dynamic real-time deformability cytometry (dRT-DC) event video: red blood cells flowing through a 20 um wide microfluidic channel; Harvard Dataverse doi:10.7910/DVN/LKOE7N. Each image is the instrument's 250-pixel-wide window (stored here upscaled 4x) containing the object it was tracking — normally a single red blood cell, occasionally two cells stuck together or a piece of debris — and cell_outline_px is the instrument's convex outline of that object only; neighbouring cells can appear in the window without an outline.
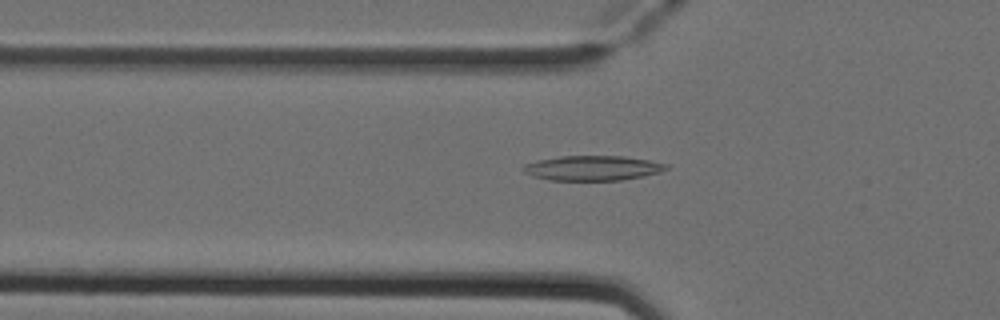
{"species": "Egyptian fruit bat (a non-hibernating species)", "species_latin": "Rousettus aegyptiacus", "temperature_condition": "cold", "stored_images_in_passage": 52, "camera_frame_rate_fps": 3000, "um_per_image_px": 0.085, "animal": {"sex": "female"}, "frame": {"image": 1, "passage_image": 18, "time_ms": 5.667, "image_size_px": [1000, 320], "cell_outline_px": [[668, 168], [660, 172], [644, 176], [620, 180], [548, 180], [532, 176], [524, 172], [520, 168], [524, 164], [536, 160], [560, 156], [624, 156], [648, 160], [668, 164]], "centroid_in_image_um": [50.33, 14.28], "position_along_channel_um": 75.5, "area_um2": 20.81}}
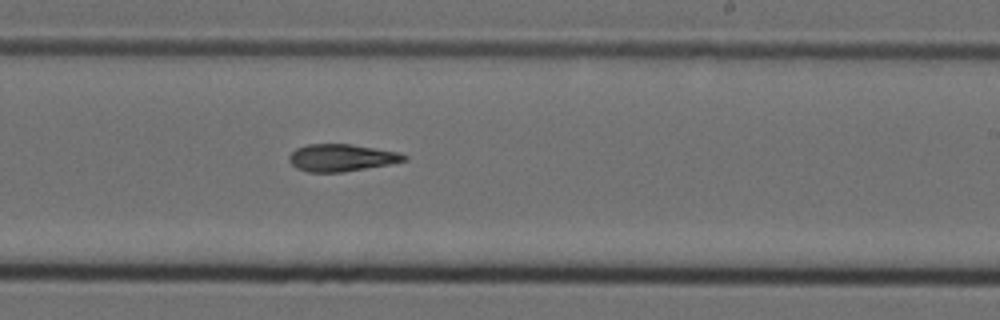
{"frame": {"image": 2, "passage_image": 32, "time_ms": 10.333, "image_size_px": [1000, 320], "cell_outline_px": [[408, 160], [388, 164], [344, 172], [308, 172], [296, 168], [288, 160], [288, 156], [296, 148], [308, 144], [352, 144], [400, 152], [408, 156]], "centroid_in_image_um": [29.03, 13.4], "position_along_channel_um": 260.0, "area_um2": 18.32}}
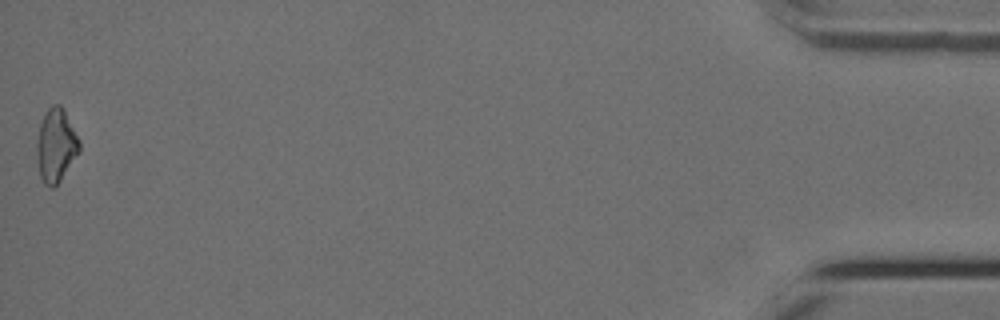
{"frame": {"image": 3, "passage_image": 52, "time_ms": 17.0, "image_size_px": [1000, 320], "cell_outline_px": [[80, 152], [60, 180], [52, 188], [44, 184], [40, 176], [36, 156], [36, 144], [40, 124], [44, 112], [52, 104], [60, 104], [64, 108], [80, 140]], "centroid_in_image_um": [4.76, 12.33], "position_along_channel_um": 430.4, "area_um2": 18.44}, "authors_computed_cell_mechanics": {"area_um2": 18.5538, "velocity_mm_per_s": 3.9341, "shape_relaxation_time_tau1_ms": null, "shape_relaxation_time_tau2_ms": 9.9273, "deformation_change_tau1": null, "deformation_change_tau2": 0.2393}}